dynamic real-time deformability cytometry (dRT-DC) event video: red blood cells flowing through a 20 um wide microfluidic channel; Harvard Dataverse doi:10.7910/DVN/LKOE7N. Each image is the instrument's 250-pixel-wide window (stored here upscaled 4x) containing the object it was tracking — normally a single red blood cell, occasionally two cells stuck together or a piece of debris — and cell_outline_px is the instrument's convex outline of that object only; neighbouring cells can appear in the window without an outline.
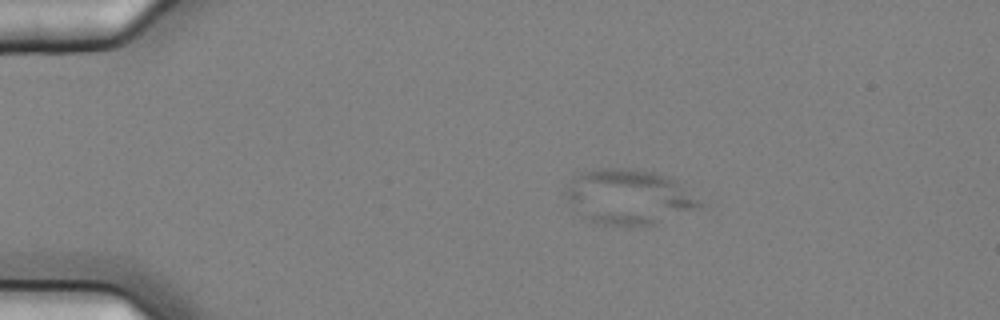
{"species": "common noctule bat (a hibernating species)", "species_latin": "Nyctalus noctula", "temperature_condition": "cold", "stored_images_in_passage": 16, "camera_frame_rate_fps": 3000, "um_per_image_px": 0.085, "animal": {"sex": "female", "body_mass_g": 25.1}, "frame": {"image": 1, "passage_image": 3, "time_ms": 0.667, "image_size_px": [1000, 320], "cell_outline_px": [[708, 204], [700, 208], [652, 224], [604, 224], [580, 216], [564, 196], [564, 192], [576, 176], [592, 168], [632, 168], [656, 172], [676, 180]], "centroid_in_image_um": [53.5, 16.7], "position_along_channel_um": 31.5, "area_um2": 42.77}}